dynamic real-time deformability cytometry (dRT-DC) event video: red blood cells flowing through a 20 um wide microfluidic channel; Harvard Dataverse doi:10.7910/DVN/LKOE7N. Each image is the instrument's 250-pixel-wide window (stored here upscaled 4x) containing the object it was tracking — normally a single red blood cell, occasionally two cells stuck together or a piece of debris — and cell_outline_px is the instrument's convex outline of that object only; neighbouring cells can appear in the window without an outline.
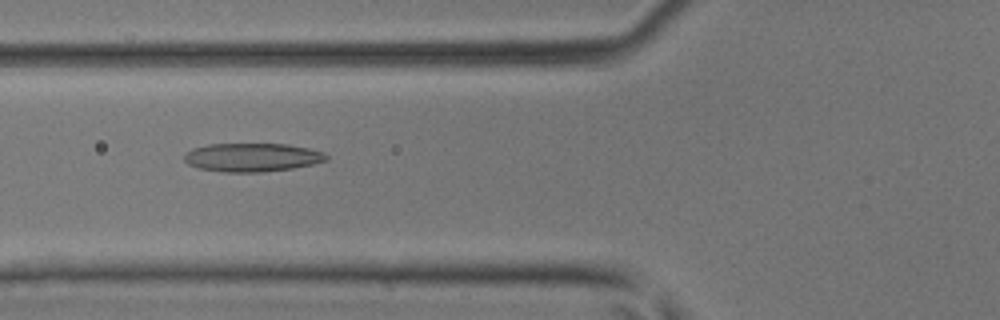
{"species": "common noctule bat (a hibernating species)", "species_latin": "Nyctalus noctula", "temperature_condition": "room temperature", "stored_images_in_passage": 35, "camera_frame_rate_fps": 3000, "um_per_image_px": 0.085, "animal": {"sex": "male", "body_mass_g": 17.9, "forearm_length_mm": 54.2}, "frame": {"image": 1, "passage_image": 6, "time_ms": 1.667, "image_size_px": [1000, 320], "cell_outline_px": [[328, 160], [312, 164], [292, 168], [260, 172], [220, 172], [196, 168], [188, 164], [184, 160], [184, 156], [192, 148], [208, 144], [288, 144], [308, 148], [324, 152], [328, 156]], "centroid_in_image_um": [21.41, 13.38], "position_along_channel_um": 104.4, "area_um2": 23.7}}
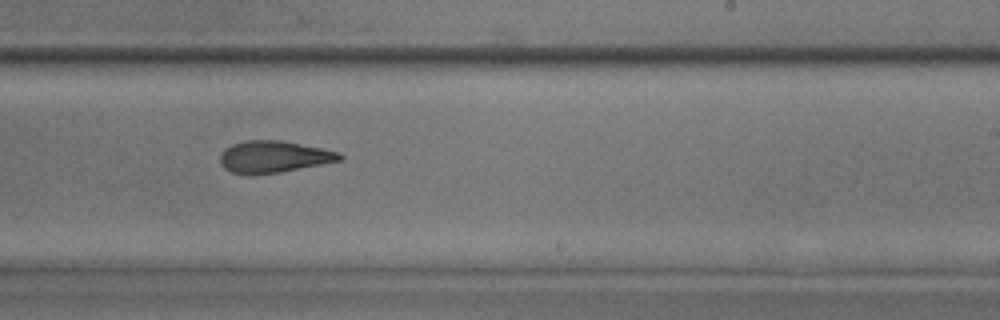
{"frame": {"image": 2, "passage_image": 17, "time_ms": 5.333, "image_size_px": [1000, 320], "cell_outline_px": [[344, 156], [340, 160], [280, 172], [232, 172], [224, 168], [220, 164], [220, 156], [224, 148], [232, 144], [244, 140], [280, 140], [340, 152]], "centroid_in_image_um": [23.25, 13.29], "position_along_channel_um": 265.7, "area_um2": 21.5}}
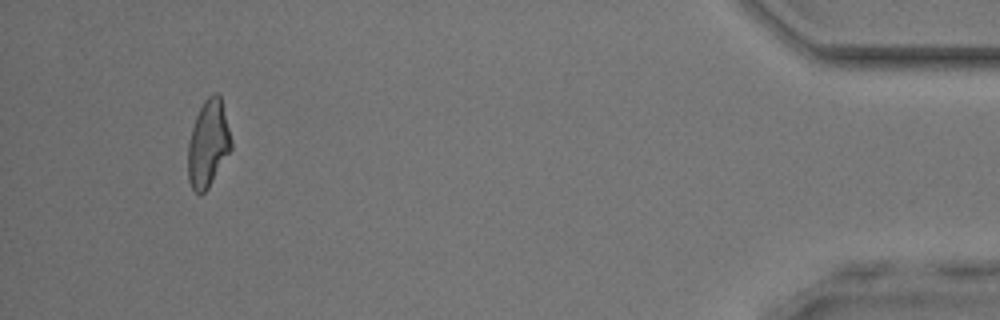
{"frame": {"image": 3, "passage_image": 32, "time_ms": 10.333, "image_size_px": [1000, 320], "cell_outline_px": [[232, 148], [208, 188], [200, 196], [192, 188], [188, 180], [188, 144], [192, 128], [196, 116], [204, 100], [208, 96], [216, 92], [220, 96], [232, 140]], "centroid_in_image_um": [17.69, 12.23], "position_along_channel_um": 417.5, "area_um2": 21.73}}